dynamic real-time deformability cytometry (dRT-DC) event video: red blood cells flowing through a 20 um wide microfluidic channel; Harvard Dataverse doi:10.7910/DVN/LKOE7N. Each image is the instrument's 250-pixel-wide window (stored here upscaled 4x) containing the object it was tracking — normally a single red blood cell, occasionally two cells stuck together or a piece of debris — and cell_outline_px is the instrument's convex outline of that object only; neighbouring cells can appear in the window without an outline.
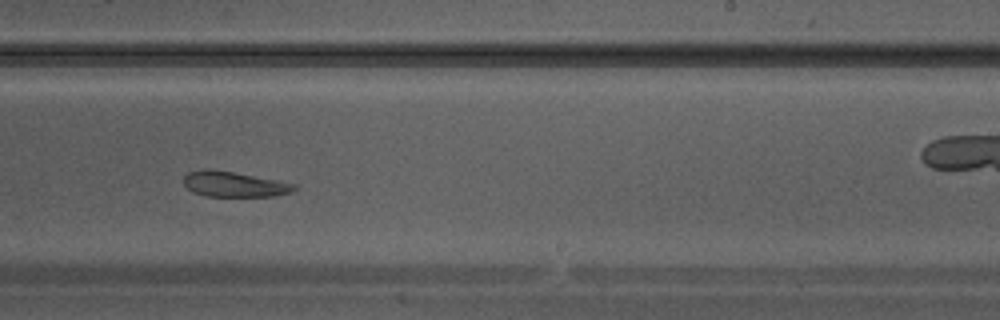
{"species": "Egyptian fruit bat (a non-hibernating species)", "species_latin": "Rousettus aegyptiacus", "temperature_condition": "warm", "stored_images_in_passage": 33, "camera_frame_rate_fps": 3000, "um_per_image_px": 0.085, "animal": {"sex": "male"}, "frame": {"image": 1, "passage_image": 19, "time_ms": 6.0, "image_size_px": [1000, 320], "cell_outline_px": [[296, 188], [292, 192], [272, 196], [208, 196], [192, 192], [184, 184], [184, 176], [188, 172], [208, 168], [232, 172], [276, 180], [296, 184]], "centroid_in_image_um": [19.88, 15.66], "position_along_channel_um": 269.1, "area_um2": 16.13}}